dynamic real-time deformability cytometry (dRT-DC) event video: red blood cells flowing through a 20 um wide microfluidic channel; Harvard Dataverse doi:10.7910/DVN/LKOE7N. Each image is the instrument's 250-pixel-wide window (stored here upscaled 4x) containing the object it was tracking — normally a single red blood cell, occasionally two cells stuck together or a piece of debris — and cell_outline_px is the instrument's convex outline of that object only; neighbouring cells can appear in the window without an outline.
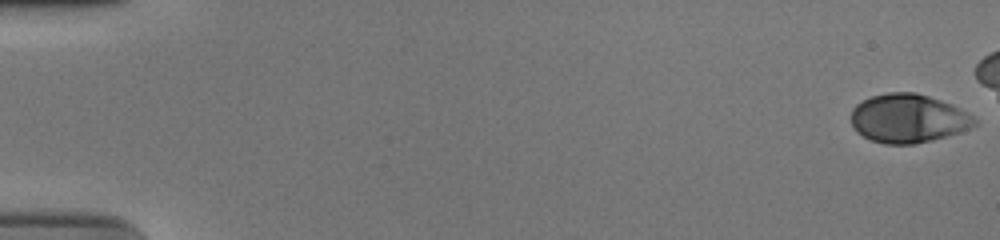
{"species": "human", "species_latin": "Homo sapiens", "temperature_condition": "cold", "stored_images_in_passage": 51, "camera_frame_rate_fps": 3000, "um_per_image_px": 0.085, "donor": {"sex": "male"}, "frame": {"image": 1, "passage_image": 1, "time_ms": 0.0, "image_size_px": [1000, 240], "cell_outline_px": [[976, 124], [960, 132], [932, 140], [912, 144], [884, 144], [872, 140], [856, 132], [852, 124], [852, 108], [856, 104], [872, 96], [888, 92], [916, 92], [952, 104], [960, 108], [972, 116], [976, 120]], "centroid_in_image_um": [77.18, 10.06], "position_along_channel_um": 7.8, "area_um2": 34.85}}
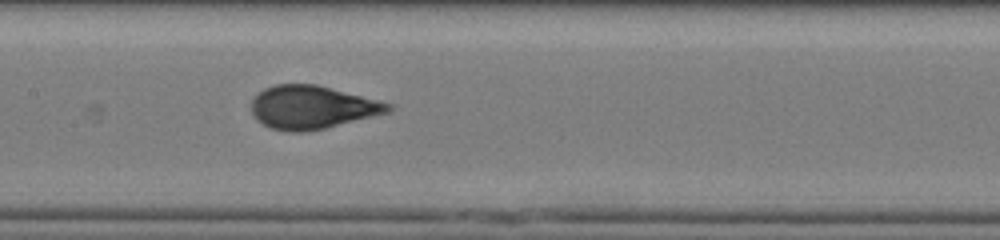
{"frame": {"image": 2, "passage_image": 29, "time_ms": 9.333, "image_size_px": [1000, 240], "cell_outline_px": [[392, 108], [388, 112], [324, 128], [304, 132], [288, 132], [272, 128], [256, 120], [252, 112], [252, 100], [264, 88], [276, 84], [316, 84], [380, 100], [392, 104]], "centroid_in_image_um": [26.52, 9.11], "position_along_channel_um": 180.9, "area_um2": 34.16}}
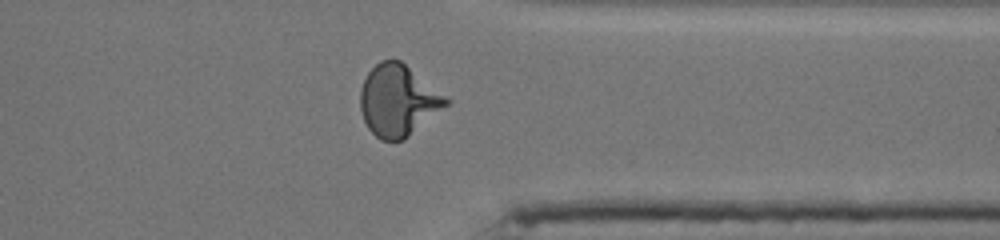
{"frame": {"image": 3, "passage_image": 45, "time_ms": 14.667, "image_size_px": [1000, 240], "cell_outline_px": [[452, 100], [448, 104], [404, 140], [380, 140], [368, 128], [364, 120], [360, 108], [360, 88], [368, 72], [380, 60], [400, 60]], "centroid_in_image_um": [33.83, 8.54], "position_along_channel_um": 377.6, "area_um2": 35.43}}